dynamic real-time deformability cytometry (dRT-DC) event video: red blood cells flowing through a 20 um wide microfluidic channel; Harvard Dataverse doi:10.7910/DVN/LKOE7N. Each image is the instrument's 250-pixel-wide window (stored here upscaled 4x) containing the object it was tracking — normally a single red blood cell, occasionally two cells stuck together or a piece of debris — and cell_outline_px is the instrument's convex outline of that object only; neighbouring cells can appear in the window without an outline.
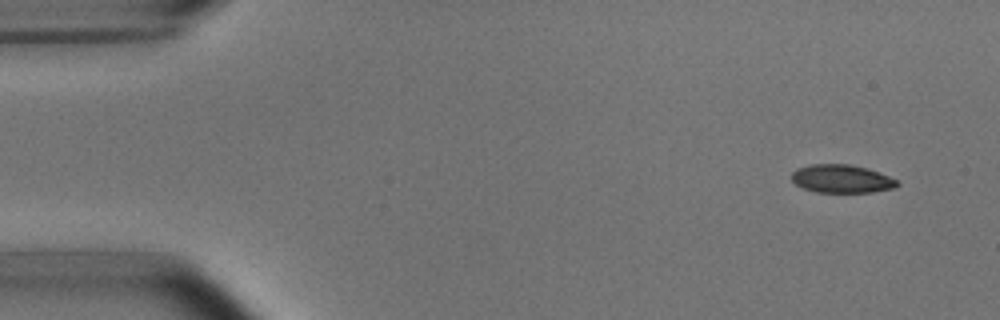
{"species": "common noctule bat (a hibernating species)", "species_latin": "Nyctalus noctula", "temperature_condition": "room temperature", "stored_images_in_passage": 6, "camera_frame_rate_fps": 3000, "um_per_image_px": 0.085, "animal": {"sex": "male", "body_mass_g": 15.6}, "frame": {"image": 1, "passage_image": 1, "time_ms": 0.0, "image_size_px": [1000, 320], "cell_outline_px": [[900, 184], [892, 188], [872, 192], [816, 192], [804, 188], [796, 184], [792, 180], [792, 172], [796, 168], [812, 164], [848, 164], [864, 168], [888, 176], [896, 180]], "centroid_in_image_um": [71.49, 15.2], "position_along_channel_um": 13.5, "area_um2": 17.05}}
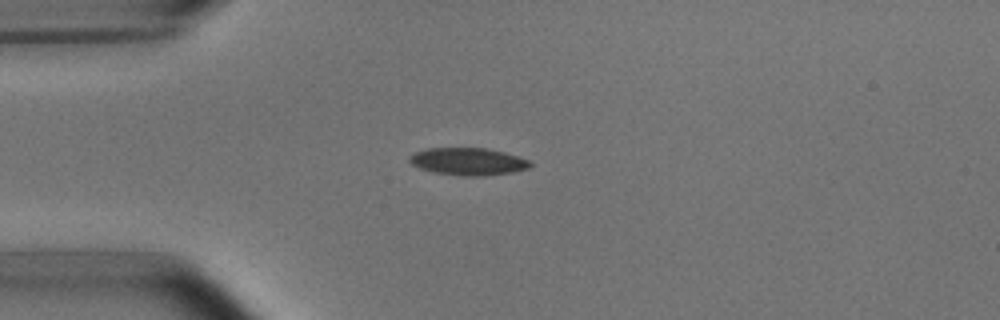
{"frame": {"image": 2, "passage_image": 4, "time_ms": 3.333, "image_size_px": [1000, 320], "cell_outline_px": [[532, 164], [528, 168], [512, 172], [484, 176], [464, 176], [432, 172], [420, 168], [412, 164], [408, 160], [408, 156], [416, 152], [428, 148], [488, 148], [504, 152], [528, 160]], "centroid_in_image_um": [39.76, 13.73], "position_along_channel_um": 45.2, "area_um2": 19.19}}
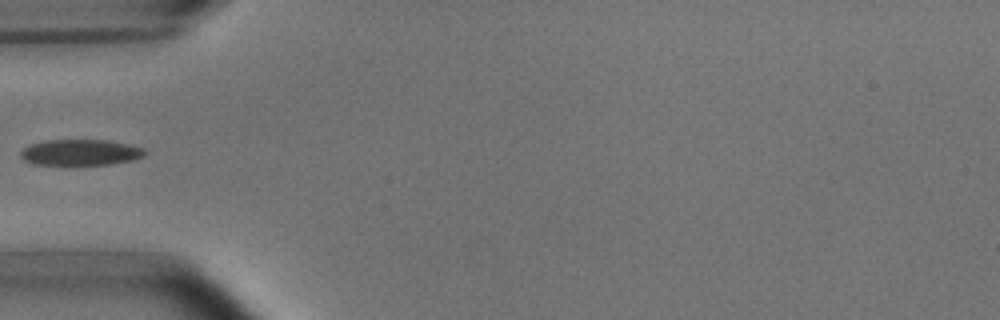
{"frame": {"image": 3, "passage_image": 5, "time_ms": 4.667, "image_size_px": [1000, 320], "cell_outline_px": [[148, 152], [144, 156], [132, 160], [112, 164], [76, 168], [72, 168], [32, 164], [24, 160], [20, 156], [20, 152], [28, 144], [44, 140], [108, 140], [128, 144], [144, 148]], "centroid_in_image_um": [6.8, 13.01], "position_along_channel_um": 78.2, "area_um2": 20.06}}